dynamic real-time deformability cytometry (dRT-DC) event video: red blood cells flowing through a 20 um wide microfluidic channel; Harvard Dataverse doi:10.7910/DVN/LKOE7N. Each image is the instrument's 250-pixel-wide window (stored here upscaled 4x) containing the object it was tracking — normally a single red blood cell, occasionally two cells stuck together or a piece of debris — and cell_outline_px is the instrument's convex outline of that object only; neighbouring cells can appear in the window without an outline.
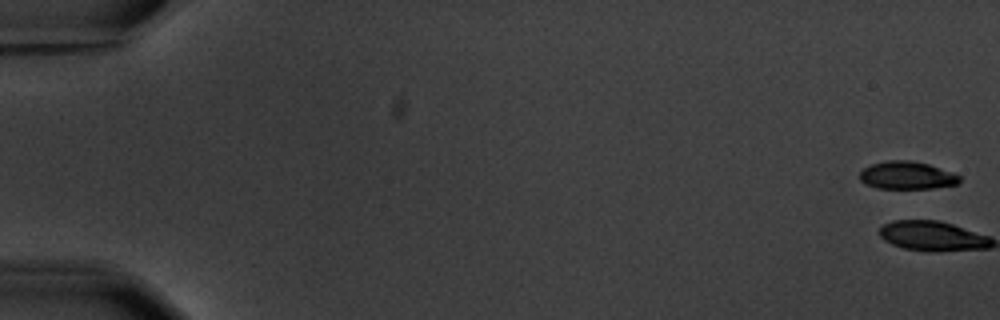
{"species": "common noctule bat (a hibernating species)", "species_latin": "Nyctalus noctula", "temperature_condition": "warm", "stored_images_in_passage": 6, "camera_frame_rate_fps": 3000, "um_per_image_px": 0.085, "animal": {"sex": "male", "body_mass_g": 20.1, "forearm_length_mm": 53.5}, "frame": {"image": 1, "passage_image": 1, "time_ms": 0.0, "image_size_px": [1000, 320], "cell_outline_px": [[960, 180], [956, 184], [932, 188], [876, 188], [864, 184], [860, 180], [860, 172], [864, 168], [872, 164], [888, 160], [912, 160], [928, 164], [952, 172], [960, 176]], "centroid_in_image_um": [77.06, 14.9], "position_along_channel_um": 7.9, "area_um2": 16.07}}